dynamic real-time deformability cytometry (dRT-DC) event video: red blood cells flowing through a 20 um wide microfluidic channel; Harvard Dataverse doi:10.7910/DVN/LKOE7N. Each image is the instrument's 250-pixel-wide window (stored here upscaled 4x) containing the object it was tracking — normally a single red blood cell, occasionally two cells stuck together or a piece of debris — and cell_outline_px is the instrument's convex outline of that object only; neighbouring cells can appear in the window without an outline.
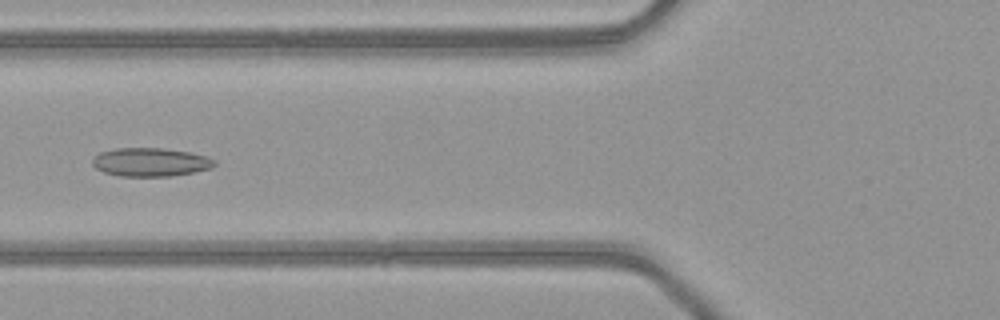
{"species": "common noctule bat (a hibernating species)", "species_latin": "Nyctalus noctula", "temperature_condition": "warm", "stored_images_in_passage": 21, "camera_frame_rate_fps": 3000, "um_per_image_px": 0.085, "animal": {"sex": "female", "body_mass_g": 21.9}, "frame": {"image": 1, "passage_image": 10, "time_ms": 3.0, "image_size_px": [1000, 320], "cell_outline_px": [[216, 164], [212, 168], [192, 172], [168, 176], [120, 176], [104, 172], [96, 168], [92, 164], [92, 160], [100, 152], [116, 148], [164, 148], [188, 152], [208, 156], [216, 160]], "centroid_in_image_um": [12.81, 13.77], "position_along_channel_um": 113.0, "area_um2": 20.23}}
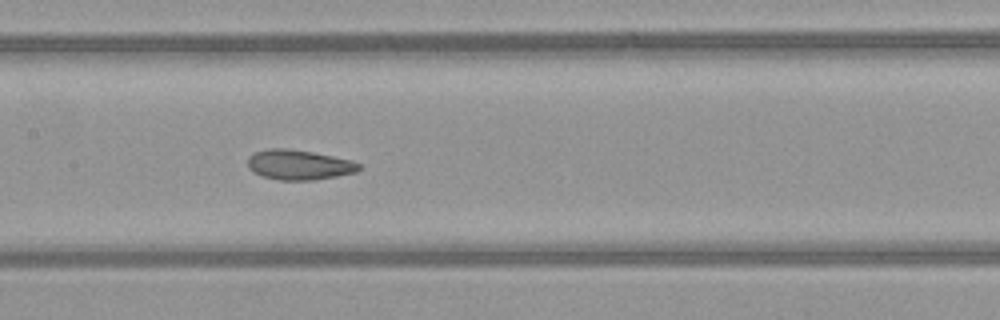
{"frame": {"image": 2, "passage_image": 15, "time_ms": 4.667, "image_size_px": [1000, 320], "cell_outline_px": [[360, 168], [356, 172], [336, 176], [312, 180], [280, 180], [264, 176], [252, 172], [248, 168], [248, 156], [252, 152], [268, 148], [284, 148], [312, 152], [352, 160], [360, 164]], "centroid_in_image_um": [25.37, 14.0], "position_along_channel_um": 182.0, "area_um2": 19.42}}